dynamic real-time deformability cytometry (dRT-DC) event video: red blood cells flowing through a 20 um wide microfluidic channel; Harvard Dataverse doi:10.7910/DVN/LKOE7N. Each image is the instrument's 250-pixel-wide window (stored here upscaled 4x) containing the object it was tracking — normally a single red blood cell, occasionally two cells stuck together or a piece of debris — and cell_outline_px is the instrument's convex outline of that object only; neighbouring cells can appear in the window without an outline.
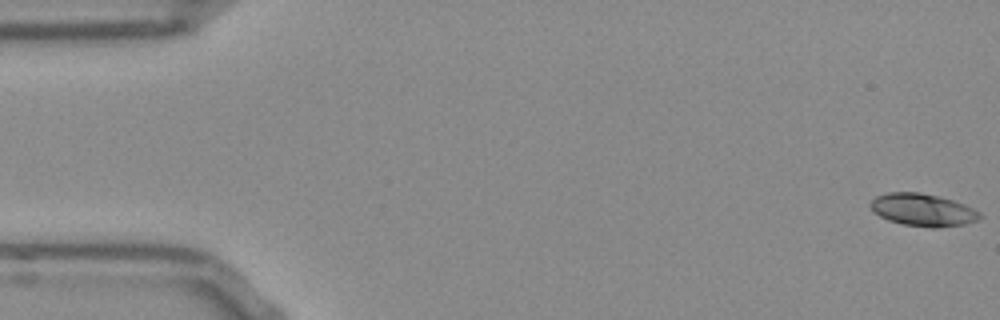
{"species": "Egyptian fruit bat (a non-hibernating species)", "species_latin": "Rousettus aegyptiacus", "temperature_condition": "room temperature", "stored_images_in_passage": 53, "camera_frame_rate_fps": 3000, "um_per_image_px": 0.085, "frame": {"image": 1, "passage_image": 1, "time_ms": 0.0, "image_size_px": [1000, 320], "cell_outline_px": [[984, 216], [976, 220], [964, 224], [936, 228], [932, 228], [904, 224], [888, 220], [872, 212], [868, 204], [876, 196], [888, 192], [920, 192], [952, 200], [964, 204], [980, 212]], "centroid_in_image_um": [78.41, 17.84], "position_along_channel_um": 6.6, "area_um2": 20.69}}
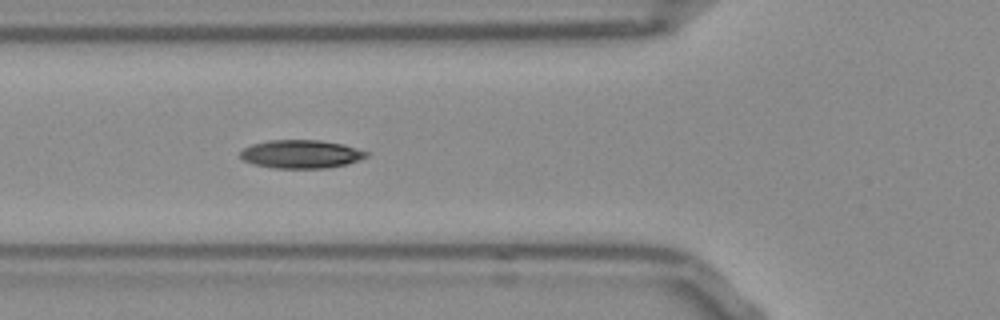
{"frame": {"image": 2, "passage_image": 19, "time_ms": 6.0, "image_size_px": [1000, 320], "cell_outline_px": [[368, 156], [360, 160], [348, 164], [324, 168], [272, 168], [256, 164], [244, 160], [240, 156], [240, 152], [244, 148], [252, 144], [268, 140], [320, 140], [344, 144], [368, 152]], "centroid_in_image_um": [25.61, 13.09], "position_along_channel_um": 100.2, "area_um2": 20.81}}
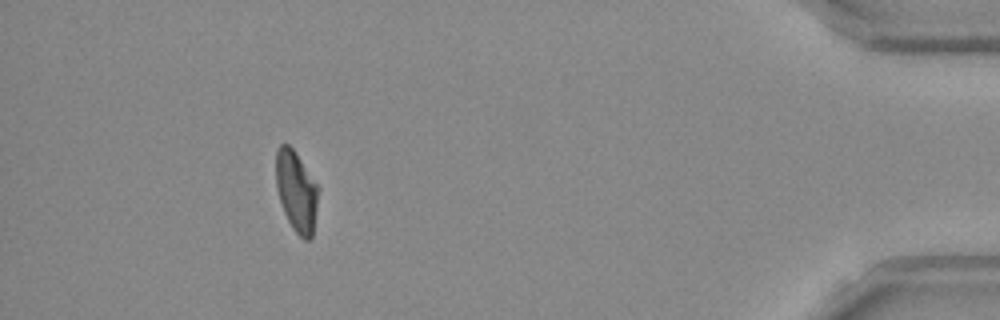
{"frame": {"image": 3, "passage_image": 48, "time_ms": 15.667, "image_size_px": [1000, 320], "cell_outline_px": [[316, 208], [312, 236], [308, 240], [304, 240], [292, 228], [284, 212], [276, 188], [276, 152], [280, 144], [288, 144], [292, 148], [316, 184]], "centroid_in_image_um": [25.15, 16.27], "position_along_channel_um": 410.1, "area_um2": 19.19}, "authors_computed_cell_mechanics": {"area_um2": 20.1722, "velocity_mm_per_s": 3.851, "shape_relaxation_time_tau1_ms": 6.3904, "shape_relaxation_time_tau2_ms": 3.7303, "deformation_change_tau1": 0.1857, "deformation_change_tau2": 0.0774}}